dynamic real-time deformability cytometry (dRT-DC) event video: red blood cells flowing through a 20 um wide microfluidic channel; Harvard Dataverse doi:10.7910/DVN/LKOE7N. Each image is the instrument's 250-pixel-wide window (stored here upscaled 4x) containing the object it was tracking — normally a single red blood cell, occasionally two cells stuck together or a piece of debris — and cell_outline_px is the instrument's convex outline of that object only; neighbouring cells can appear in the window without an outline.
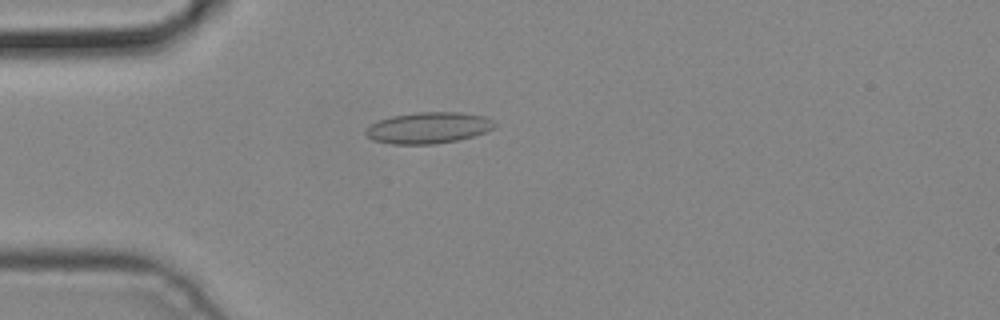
{"species": "common noctule bat (a hibernating species)", "species_latin": "Nyctalus noctula", "temperature_condition": "cold", "stored_images_in_passage": 3, "camera_frame_rate_fps": 3000, "um_per_image_px": 0.085, "animal": {"sex": "male", "body_mass_g": 19.2, "forearm_length_mm": 51.8}, "frame": {"image": 1, "passage_image": 2, "time_ms": 0.333, "image_size_px": [1000, 320], "cell_outline_px": [[496, 124], [488, 132], [460, 140], [436, 144], [392, 144], [372, 140], [364, 132], [364, 128], [380, 120], [392, 116], [416, 112], [460, 112], [484, 116], [492, 120]], "centroid_in_image_um": [36.42, 10.87], "position_along_channel_um": 48.6, "area_um2": 23.64}}